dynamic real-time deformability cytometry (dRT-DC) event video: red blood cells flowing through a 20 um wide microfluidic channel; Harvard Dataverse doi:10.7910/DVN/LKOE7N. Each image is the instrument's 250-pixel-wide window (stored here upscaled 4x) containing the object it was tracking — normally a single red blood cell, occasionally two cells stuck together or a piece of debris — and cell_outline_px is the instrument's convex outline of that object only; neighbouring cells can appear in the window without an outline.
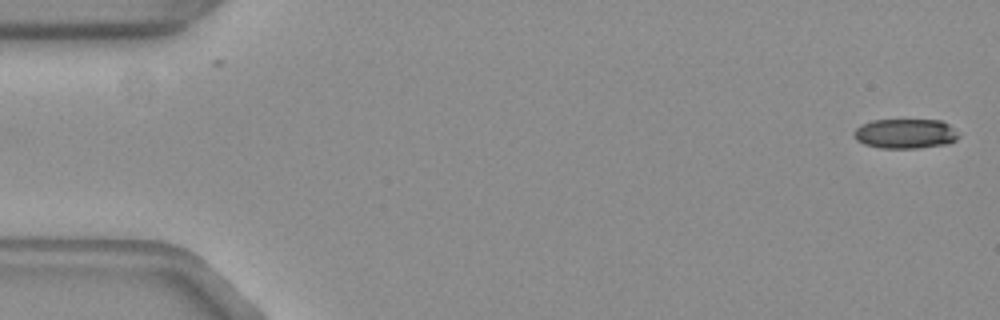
{"species": "common noctule bat (a hibernating species)", "species_latin": "Nyctalus noctula", "temperature_condition": "warm", "stored_images_in_passage": 54, "camera_frame_rate_fps": 3000, "um_per_image_px": 0.085, "animal": {"sex": "female", "body_mass_g": 19.3, "forearm_length_mm": 54.1}, "frame": {"image": 1, "passage_image": 1, "time_ms": 0.0, "image_size_px": [1000, 320], "cell_outline_px": [[960, 136], [956, 140], [944, 144], [916, 148], [880, 148], [864, 144], [856, 140], [852, 132], [860, 124], [872, 120], [940, 120], [948, 124]], "centroid_in_image_um": [76.9, 11.36], "position_along_channel_um": 8.1, "area_um2": 18.09}}
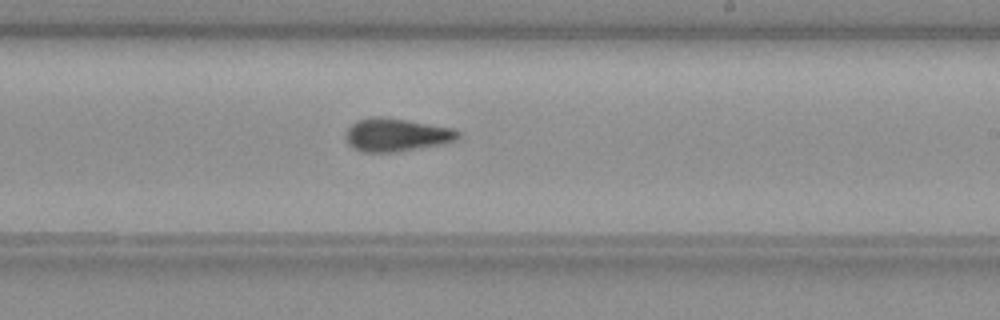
{"frame": {"image": 2, "passage_image": 32, "time_ms": 10.333, "image_size_px": [1000, 320], "cell_outline_px": [[460, 136], [456, 140], [440, 144], [396, 152], [364, 152], [348, 144], [344, 136], [348, 128], [356, 120], [372, 116], [380, 116], [408, 120], [452, 128], [460, 132]], "centroid_in_image_um": [33.67, 11.45], "position_along_channel_um": 255.3, "area_um2": 21.62}}
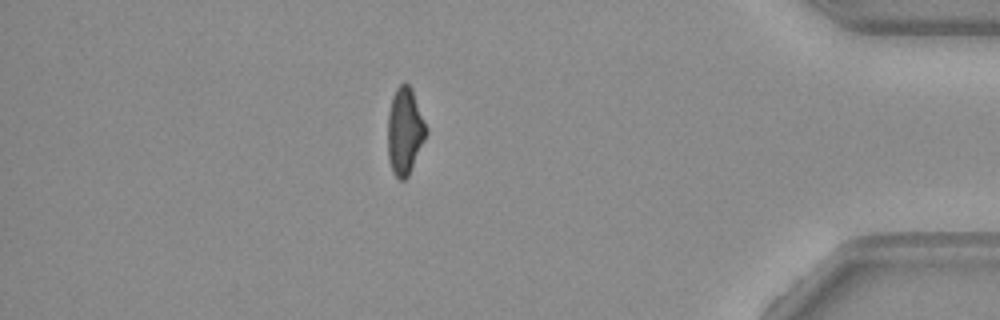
{"frame": {"image": 3, "passage_image": 47, "time_ms": 15.333, "image_size_px": [1000, 320], "cell_outline_px": [[428, 132], [408, 176], [404, 180], [400, 180], [392, 172], [388, 160], [388, 112], [392, 96], [396, 88], [400, 84], [408, 84], [412, 88], [428, 128]], "centroid_in_image_um": [34.41, 11.13], "position_along_channel_um": 400.8, "area_um2": 19.59}, "authors_computed_cell_mechanics": {"area_um2": 20.23, "velocity_mm_per_s": 3.7725, "shape_relaxation_time_tau1_ms": 5.038, "shape_relaxation_time_tau2_ms": 3.6208, "deformation_change_tau1": 0.1564, "deformation_change_tau2": 0.1045}}